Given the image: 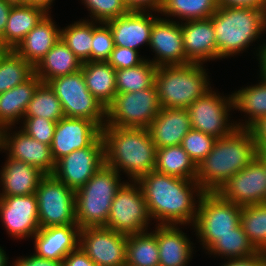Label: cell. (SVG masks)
<instances>
[{"label":"cell","instance_id":"1","mask_svg":"<svg viewBox=\"0 0 266 266\" xmlns=\"http://www.w3.org/2000/svg\"><path fill=\"white\" fill-rule=\"evenodd\" d=\"M140 185L151 219L158 225H186L195 222L197 202L203 191L196 180H187L155 170L140 177ZM197 196L196 200L193 194ZM196 200V201H195Z\"/></svg>","mask_w":266,"mask_h":266},{"label":"cell","instance_id":"2","mask_svg":"<svg viewBox=\"0 0 266 266\" xmlns=\"http://www.w3.org/2000/svg\"><path fill=\"white\" fill-rule=\"evenodd\" d=\"M258 154L251 131L237 127L229 135L216 139L212 151L197 166L196 181L203 192H218Z\"/></svg>","mask_w":266,"mask_h":266},{"label":"cell","instance_id":"3","mask_svg":"<svg viewBox=\"0 0 266 266\" xmlns=\"http://www.w3.org/2000/svg\"><path fill=\"white\" fill-rule=\"evenodd\" d=\"M105 164L137 181L156 168L157 148L146 128L103 126Z\"/></svg>","mask_w":266,"mask_h":266},{"label":"cell","instance_id":"4","mask_svg":"<svg viewBox=\"0 0 266 266\" xmlns=\"http://www.w3.org/2000/svg\"><path fill=\"white\" fill-rule=\"evenodd\" d=\"M210 18L215 32L217 59L244 51L266 31L265 9L219 6Z\"/></svg>","mask_w":266,"mask_h":266},{"label":"cell","instance_id":"5","mask_svg":"<svg viewBox=\"0 0 266 266\" xmlns=\"http://www.w3.org/2000/svg\"><path fill=\"white\" fill-rule=\"evenodd\" d=\"M208 80L202 64L160 66L154 86L162 108L187 109L212 89Z\"/></svg>","mask_w":266,"mask_h":266},{"label":"cell","instance_id":"6","mask_svg":"<svg viewBox=\"0 0 266 266\" xmlns=\"http://www.w3.org/2000/svg\"><path fill=\"white\" fill-rule=\"evenodd\" d=\"M120 175L105 164L75 191L76 222L80 229L105 227L112 201L124 183L120 182Z\"/></svg>","mask_w":266,"mask_h":266},{"label":"cell","instance_id":"7","mask_svg":"<svg viewBox=\"0 0 266 266\" xmlns=\"http://www.w3.org/2000/svg\"><path fill=\"white\" fill-rule=\"evenodd\" d=\"M197 206V216L192 226L203 249L208 250L219 237L233 233V229L240 224L242 206L225 200L218 192H203Z\"/></svg>","mask_w":266,"mask_h":266},{"label":"cell","instance_id":"8","mask_svg":"<svg viewBox=\"0 0 266 266\" xmlns=\"http://www.w3.org/2000/svg\"><path fill=\"white\" fill-rule=\"evenodd\" d=\"M60 100L65 117L84 118L100 129L106 124V108L89 92L81 70L48 82Z\"/></svg>","mask_w":266,"mask_h":266},{"label":"cell","instance_id":"9","mask_svg":"<svg viewBox=\"0 0 266 266\" xmlns=\"http://www.w3.org/2000/svg\"><path fill=\"white\" fill-rule=\"evenodd\" d=\"M161 108L155 86L136 92L117 93L106 109L104 126L147 129Z\"/></svg>","mask_w":266,"mask_h":266},{"label":"cell","instance_id":"10","mask_svg":"<svg viewBox=\"0 0 266 266\" xmlns=\"http://www.w3.org/2000/svg\"><path fill=\"white\" fill-rule=\"evenodd\" d=\"M40 228L77 225L75 191L46 174L35 192Z\"/></svg>","mask_w":266,"mask_h":266},{"label":"cell","instance_id":"11","mask_svg":"<svg viewBox=\"0 0 266 266\" xmlns=\"http://www.w3.org/2000/svg\"><path fill=\"white\" fill-rule=\"evenodd\" d=\"M125 182L112 201L105 227L125 235L147 231L151 215L137 181Z\"/></svg>","mask_w":266,"mask_h":266},{"label":"cell","instance_id":"12","mask_svg":"<svg viewBox=\"0 0 266 266\" xmlns=\"http://www.w3.org/2000/svg\"><path fill=\"white\" fill-rule=\"evenodd\" d=\"M234 107L232 94L220 96L215 91H208L188 106L192 129L214 136L216 139L232 133L236 124L230 123L228 116ZM228 122V123H227Z\"/></svg>","mask_w":266,"mask_h":266},{"label":"cell","instance_id":"13","mask_svg":"<svg viewBox=\"0 0 266 266\" xmlns=\"http://www.w3.org/2000/svg\"><path fill=\"white\" fill-rule=\"evenodd\" d=\"M105 165V148L100 134L88 147L75 150L56 162L53 175L77 191Z\"/></svg>","mask_w":266,"mask_h":266},{"label":"cell","instance_id":"14","mask_svg":"<svg viewBox=\"0 0 266 266\" xmlns=\"http://www.w3.org/2000/svg\"><path fill=\"white\" fill-rule=\"evenodd\" d=\"M228 201L239 205H255L265 202L266 153H260L245 168L234 174L218 191Z\"/></svg>","mask_w":266,"mask_h":266},{"label":"cell","instance_id":"15","mask_svg":"<svg viewBox=\"0 0 266 266\" xmlns=\"http://www.w3.org/2000/svg\"><path fill=\"white\" fill-rule=\"evenodd\" d=\"M78 246L96 266H126L127 235L106 227L80 229Z\"/></svg>","mask_w":266,"mask_h":266},{"label":"cell","instance_id":"16","mask_svg":"<svg viewBox=\"0 0 266 266\" xmlns=\"http://www.w3.org/2000/svg\"><path fill=\"white\" fill-rule=\"evenodd\" d=\"M0 217L13 238L33 237L40 229L36 194L0 197Z\"/></svg>","mask_w":266,"mask_h":266},{"label":"cell","instance_id":"17","mask_svg":"<svg viewBox=\"0 0 266 266\" xmlns=\"http://www.w3.org/2000/svg\"><path fill=\"white\" fill-rule=\"evenodd\" d=\"M10 128L0 130V151L7 150L10 158L30 164L45 174H53L56 162L51 146L33 139L21 129L11 135Z\"/></svg>","mask_w":266,"mask_h":266},{"label":"cell","instance_id":"18","mask_svg":"<svg viewBox=\"0 0 266 266\" xmlns=\"http://www.w3.org/2000/svg\"><path fill=\"white\" fill-rule=\"evenodd\" d=\"M101 129L92 121L84 118L64 117L56 123L51 144L55 162L75 150L88 147L99 135Z\"/></svg>","mask_w":266,"mask_h":266},{"label":"cell","instance_id":"19","mask_svg":"<svg viewBox=\"0 0 266 266\" xmlns=\"http://www.w3.org/2000/svg\"><path fill=\"white\" fill-rule=\"evenodd\" d=\"M149 46L155 51V55L157 54L155 60H150L157 67L186 64L179 22L157 18L153 22Z\"/></svg>","mask_w":266,"mask_h":266},{"label":"cell","instance_id":"20","mask_svg":"<svg viewBox=\"0 0 266 266\" xmlns=\"http://www.w3.org/2000/svg\"><path fill=\"white\" fill-rule=\"evenodd\" d=\"M186 64H202L217 58V45L211 18L181 21Z\"/></svg>","mask_w":266,"mask_h":266},{"label":"cell","instance_id":"21","mask_svg":"<svg viewBox=\"0 0 266 266\" xmlns=\"http://www.w3.org/2000/svg\"><path fill=\"white\" fill-rule=\"evenodd\" d=\"M147 11H129L106 22L113 34L114 46L137 50L150 43L153 22L158 18Z\"/></svg>","mask_w":266,"mask_h":266},{"label":"cell","instance_id":"22","mask_svg":"<svg viewBox=\"0 0 266 266\" xmlns=\"http://www.w3.org/2000/svg\"><path fill=\"white\" fill-rule=\"evenodd\" d=\"M147 129L157 149L181 145L192 129L188 109L161 108Z\"/></svg>","mask_w":266,"mask_h":266},{"label":"cell","instance_id":"23","mask_svg":"<svg viewBox=\"0 0 266 266\" xmlns=\"http://www.w3.org/2000/svg\"><path fill=\"white\" fill-rule=\"evenodd\" d=\"M78 225L40 228L34 238L35 254L39 257L63 261L79 244Z\"/></svg>","mask_w":266,"mask_h":266},{"label":"cell","instance_id":"24","mask_svg":"<svg viewBox=\"0 0 266 266\" xmlns=\"http://www.w3.org/2000/svg\"><path fill=\"white\" fill-rule=\"evenodd\" d=\"M45 175L40 169L8 156L0 171V197L35 194L40 180Z\"/></svg>","mask_w":266,"mask_h":266},{"label":"cell","instance_id":"25","mask_svg":"<svg viewBox=\"0 0 266 266\" xmlns=\"http://www.w3.org/2000/svg\"><path fill=\"white\" fill-rule=\"evenodd\" d=\"M59 39H61V29L57 28L51 16L47 14L14 51L35 67Z\"/></svg>","mask_w":266,"mask_h":266},{"label":"cell","instance_id":"26","mask_svg":"<svg viewBox=\"0 0 266 266\" xmlns=\"http://www.w3.org/2000/svg\"><path fill=\"white\" fill-rule=\"evenodd\" d=\"M179 229L178 225H156L159 266H187L190 261L193 243Z\"/></svg>","mask_w":266,"mask_h":266},{"label":"cell","instance_id":"27","mask_svg":"<svg viewBox=\"0 0 266 266\" xmlns=\"http://www.w3.org/2000/svg\"><path fill=\"white\" fill-rule=\"evenodd\" d=\"M41 83L42 80L34 73L24 83L0 94V130L12 127L23 119L27 106Z\"/></svg>","mask_w":266,"mask_h":266},{"label":"cell","instance_id":"28","mask_svg":"<svg viewBox=\"0 0 266 266\" xmlns=\"http://www.w3.org/2000/svg\"><path fill=\"white\" fill-rule=\"evenodd\" d=\"M47 14L44 9L37 6L13 4L0 45L5 50H14Z\"/></svg>","mask_w":266,"mask_h":266},{"label":"cell","instance_id":"29","mask_svg":"<svg viewBox=\"0 0 266 266\" xmlns=\"http://www.w3.org/2000/svg\"><path fill=\"white\" fill-rule=\"evenodd\" d=\"M81 71L89 92L107 109L117 94L116 70L107 61H89Z\"/></svg>","mask_w":266,"mask_h":266},{"label":"cell","instance_id":"30","mask_svg":"<svg viewBox=\"0 0 266 266\" xmlns=\"http://www.w3.org/2000/svg\"><path fill=\"white\" fill-rule=\"evenodd\" d=\"M81 66L82 62L59 39L34 67V73L43 83H48L56 77L65 76L81 70Z\"/></svg>","mask_w":266,"mask_h":266},{"label":"cell","instance_id":"31","mask_svg":"<svg viewBox=\"0 0 266 266\" xmlns=\"http://www.w3.org/2000/svg\"><path fill=\"white\" fill-rule=\"evenodd\" d=\"M260 77L261 81L258 84L232 93L233 108L249 115L245 124L235 123L238 128L249 129L260 118L266 116V77L262 75Z\"/></svg>","mask_w":266,"mask_h":266},{"label":"cell","instance_id":"32","mask_svg":"<svg viewBox=\"0 0 266 266\" xmlns=\"http://www.w3.org/2000/svg\"><path fill=\"white\" fill-rule=\"evenodd\" d=\"M156 172L187 180H196L197 166L181 145L157 149Z\"/></svg>","mask_w":266,"mask_h":266},{"label":"cell","instance_id":"33","mask_svg":"<svg viewBox=\"0 0 266 266\" xmlns=\"http://www.w3.org/2000/svg\"><path fill=\"white\" fill-rule=\"evenodd\" d=\"M126 266H159L156 229L127 235Z\"/></svg>","mask_w":266,"mask_h":266},{"label":"cell","instance_id":"34","mask_svg":"<svg viewBox=\"0 0 266 266\" xmlns=\"http://www.w3.org/2000/svg\"><path fill=\"white\" fill-rule=\"evenodd\" d=\"M34 74V67L14 50L0 55V94L24 83Z\"/></svg>","mask_w":266,"mask_h":266},{"label":"cell","instance_id":"35","mask_svg":"<svg viewBox=\"0 0 266 266\" xmlns=\"http://www.w3.org/2000/svg\"><path fill=\"white\" fill-rule=\"evenodd\" d=\"M157 69L156 65L145 59L138 66L116 70L117 93L136 92L153 87Z\"/></svg>","mask_w":266,"mask_h":266},{"label":"cell","instance_id":"36","mask_svg":"<svg viewBox=\"0 0 266 266\" xmlns=\"http://www.w3.org/2000/svg\"><path fill=\"white\" fill-rule=\"evenodd\" d=\"M218 8L217 0H163L160 13L189 21L210 18Z\"/></svg>","mask_w":266,"mask_h":266},{"label":"cell","instance_id":"37","mask_svg":"<svg viewBox=\"0 0 266 266\" xmlns=\"http://www.w3.org/2000/svg\"><path fill=\"white\" fill-rule=\"evenodd\" d=\"M240 224L253 247L266 252V204L242 206Z\"/></svg>","mask_w":266,"mask_h":266},{"label":"cell","instance_id":"38","mask_svg":"<svg viewBox=\"0 0 266 266\" xmlns=\"http://www.w3.org/2000/svg\"><path fill=\"white\" fill-rule=\"evenodd\" d=\"M24 117H43L58 122L65 117L60 100L48 83H41L30 100Z\"/></svg>","mask_w":266,"mask_h":266},{"label":"cell","instance_id":"39","mask_svg":"<svg viewBox=\"0 0 266 266\" xmlns=\"http://www.w3.org/2000/svg\"><path fill=\"white\" fill-rule=\"evenodd\" d=\"M93 39V20L87 19L61 29V40L82 62H89Z\"/></svg>","mask_w":266,"mask_h":266},{"label":"cell","instance_id":"40","mask_svg":"<svg viewBox=\"0 0 266 266\" xmlns=\"http://www.w3.org/2000/svg\"><path fill=\"white\" fill-rule=\"evenodd\" d=\"M209 254L226 257L225 259L246 258L256 254L258 251L253 247L243 231L241 224L233 229V233L219 237V239L208 249Z\"/></svg>","mask_w":266,"mask_h":266},{"label":"cell","instance_id":"41","mask_svg":"<svg viewBox=\"0 0 266 266\" xmlns=\"http://www.w3.org/2000/svg\"><path fill=\"white\" fill-rule=\"evenodd\" d=\"M216 138L191 129L182 139L181 146L196 166L212 151Z\"/></svg>","mask_w":266,"mask_h":266},{"label":"cell","instance_id":"42","mask_svg":"<svg viewBox=\"0 0 266 266\" xmlns=\"http://www.w3.org/2000/svg\"><path fill=\"white\" fill-rule=\"evenodd\" d=\"M95 22L106 23L129 12L124 0H82Z\"/></svg>","mask_w":266,"mask_h":266},{"label":"cell","instance_id":"43","mask_svg":"<svg viewBox=\"0 0 266 266\" xmlns=\"http://www.w3.org/2000/svg\"><path fill=\"white\" fill-rule=\"evenodd\" d=\"M93 21V39L90 61H107L114 48L112 31L107 23ZM101 24V26H100Z\"/></svg>","mask_w":266,"mask_h":266},{"label":"cell","instance_id":"44","mask_svg":"<svg viewBox=\"0 0 266 266\" xmlns=\"http://www.w3.org/2000/svg\"><path fill=\"white\" fill-rule=\"evenodd\" d=\"M24 118V125L21 126V130L33 139L51 146L57 122L43 117Z\"/></svg>","mask_w":266,"mask_h":266},{"label":"cell","instance_id":"45","mask_svg":"<svg viewBox=\"0 0 266 266\" xmlns=\"http://www.w3.org/2000/svg\"><path fill=\"white\" fill-rule=\"evenodd\" d=\"M138 50L114 46L107 62L115 69L132 68L141 64L145 59L139 57Z\"/></svg>","mask_w":266,"mask_h":266},{"label":"cell","instance_id":"46","mask_svg":"<svg viewBox=\"0 0 266 266\" xmlns=\"http://www.w3.org/2000/svg\"><path fill=\"white\" fill-rule=\"evenodd\" d=\"M249 130L256 142L258 151L260 153H266V116L255 122Z\"/></svg>","mask_w":266,"mask_h":266},{"label":"cell","instance_id":"47","mask_svg":"<svg viewBox=\"0 0 266 266\" xmlns=\"http://www.w3.org/2000/svg\"><path fill=\"white\" fill-rule=\"evenodd\" d=\"M12 264L11 266H63V261L42 258L34 252L31 256L19 257Z\"/></svg>","mask_w":266,"mask_h":266},{"label":"cell","instance_id":"48","mask_svg":"<svg viewBox=\"0 0 266 266\" xmlns=\"http://www.w3.org/2000/svg\"><path fill=\"white\" fill-rule=\"evenodd\" d=\"M221 266H266V252H257L246 258L227 259Z\"/></svg>","mask_w":266,"mask_h":266},{"label":"cell","instance_id":"49","mask_svg":"<svg viewBox=\"0 0 266 266\" xmlns=\"http://www.w3.org/2000/svg\"><path fill=\"white\" fill-rule=\"evenodd\" d=\"M63 266H96L87 254L78 246L63 260Z\"/></svg>","mask_w":266,"mask_h":266},{"label":"cell","instance_id":"50","mask_svg":"<svg viewBox=\"0 0 266 266\" xmlns=\"http://www.w3.org/2000/svg\"><path fill=\"white\" fill-rule=\"evenodd\" d=\"M124 3L129 11H149L148 9H150L159 13L163 0H124Z\"/></svg>","mask_w":266,"mask_h":266},{"label":"cell","instance_id":"51","mask_svg":"<svg viewBox=\"0 0 266 266\" xmlns=\"http://www.w3.org/2000/svg\"><path fill=\"white\" fill-rule=\"evenodd\" d=\"M217 2L220 7H247L266 10V0H217Z\"/></svg>","mask_w":266,"mask_h":266},{"label":"cell","instance_id":"52","mask_svg":"<svg viewBox=\"0 0 266 266\" xmlns=\"http://www.w3.org/2000/svg\"><path fill=\"white\" fill-rule=\"evenodd\" d=\"M12 6L13 2L11 0H0V39L3 37L8 15Z\"/></svg>","mask_w":266,"mask_h":266},{"label":"cell","instance_id":"53","mask_svg":"<svg viewBox=\"0 0 266 266\" xmlns=\"http://www.w3.org/2000/svg\"><path fill=\"white\" fill-rule=\"evenodd\" d=\"M262 45L259 47L257 56L260 64V75L266 77V44Z\"/></svg>","mask_w":266,"mask_h":266},{"label":"cell","instance_id":"54","mask_svg":"<svg viewBox=\"0 0 266 266\" xmlns=\"http://www.w3.org/2000/svg\"><path fill=\"white\" fill-rule=\"evenodd\" d=\"M54 0H36V6L44 9L47 13Z\"/></svg>","mask_w":266,"mask_h":266},{"label":"cell","instance_id":"55","mask_svg":"<svg viewBox=\"0 0 266 266\" xmlns=\"http://www.w3.org/2000/svg\"><path fill=\"white\" fill-rule=\"evenodd\" d=\"M13 4L36 6V0H14Z\"/></svg>","mask_w":266,"mask_h":266},{"label":"cell","instance_id":"56","mask_svg":"<svg viewBox=\"0 0 266 266\" xmlns=\"http://www.w3.org/2000/svg\"><path fill=\"white\" fill-rule=\"evenodd\" d=\"M7 260L8 257L6 255V252L0 246V266H7Z\"/></svg>","mask_w":266,"mask_h":266},{"label":"cell","instance_id":"57","mask_svg":"<svg viewBox=\"0 0 266 266\" xmlns=\"http://www.w3.org/2000/svg\"><path fill=\"white\" fill-rule=\"evenodd\" d=\"M5 51V49L0 45V55Z\"/></svg>","mask_w":266,"mask_h":266}]
</instances>
